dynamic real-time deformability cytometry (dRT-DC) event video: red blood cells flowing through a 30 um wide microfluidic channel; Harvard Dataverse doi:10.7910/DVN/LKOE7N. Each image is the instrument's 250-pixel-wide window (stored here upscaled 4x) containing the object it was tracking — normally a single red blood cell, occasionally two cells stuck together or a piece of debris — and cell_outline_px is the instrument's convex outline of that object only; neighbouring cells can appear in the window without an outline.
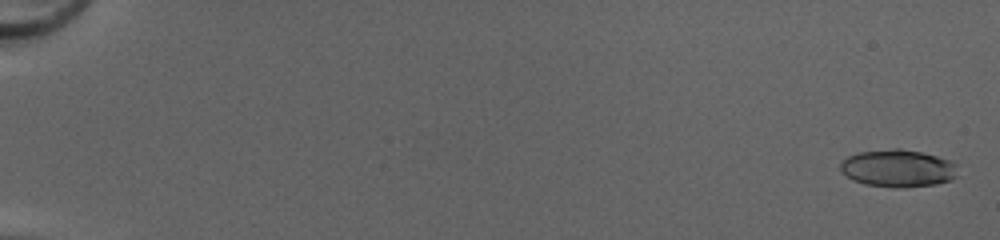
{"species": "common noctule bat (a hibernating species)", "species_latin": "Nyctalus noctula", "temperature_condition": "cold", "stored_images_in_passage": 51, "camera_frame_rate_fps": 3000, "um_per_image_px": 0.085, "animal": {"sex": "female", "body_mass_g": 20.0, "forearm_length_mm": 54.0}, "frame": {"image": 1, "passage_image": 2, "time_ms": 0.333, "image_size_px": [1000, 240], "cell_outline_px": [[956, 176], [952, 180], [936, 184], [904, 188], [896, 188], [864, 184], [852, 180], [840, 172], [840, 164], [848, 156], [856, 152], [892, 148], [900, 148], [920, 152], [952, 160], [956, 164]], "centroid_in_image_um": [76.31, 14.31], "position_along_channel_um": 8.7, "area_um2": 25.95}}
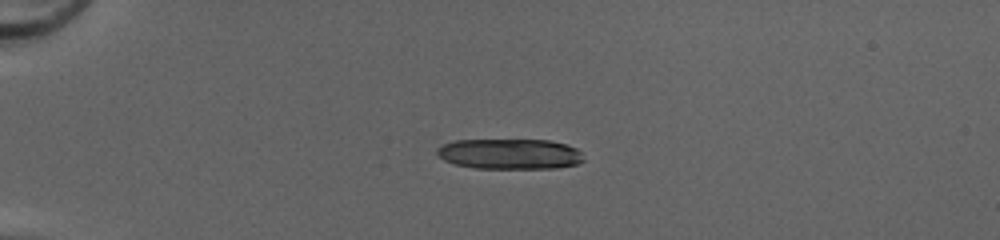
{"frame": {"image": 2, "passage_image": 15, "time_ms": 4.667, "image_size_px": [1000, 240], "cell_outline_px": [[584, 160], [576, 164], [556, 168], [476, 168], [456, 164], [444, 160], [436, 152], [436, 148], [444, 144], [456, 140], [548, 140], [564, 144], [576, 148], [580, 152]], "centroid_in_image_um": [43.32, 13.08], "position_along_channel_um": 41.7, "area_um2": 25.78}}
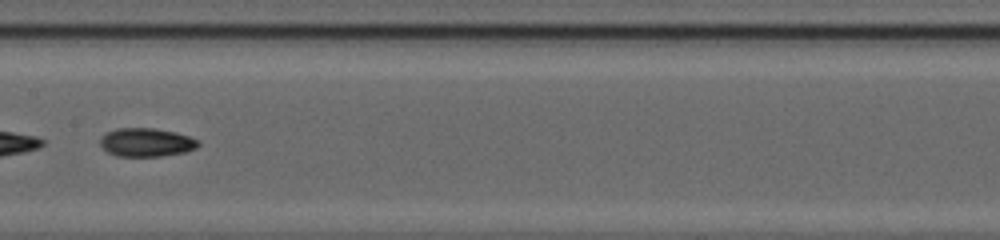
{"frame": {"image": 3, "passage_image": 30, "time_ms": 9.667, "image_size_px": [1000, 240], "cell_outline_px": [[200, 144], [196, 148], [184, 152], [160, 156], [116, 156], [108, 152], [100, 144], [100, 136], [104, 132], [116, 128], [156, 128], [176, 132], [200, 140]], "centroid_in_image_um": [12.42, 12.08], "position_along_channel_um": 195.0, "area_um2": 16.47}, "authors_computed_cell_mechanics": {"area_um2": 25.0274, "velocity_mm_per_s": 4.2317, "shape_relaxation_time_tau1_ms": 8.5085, "shape_relaxation_time_tau2_ms": 3.1492, "deformation_change_tau1": 0.2068, "deformation_change_tau2": 0.0854}}